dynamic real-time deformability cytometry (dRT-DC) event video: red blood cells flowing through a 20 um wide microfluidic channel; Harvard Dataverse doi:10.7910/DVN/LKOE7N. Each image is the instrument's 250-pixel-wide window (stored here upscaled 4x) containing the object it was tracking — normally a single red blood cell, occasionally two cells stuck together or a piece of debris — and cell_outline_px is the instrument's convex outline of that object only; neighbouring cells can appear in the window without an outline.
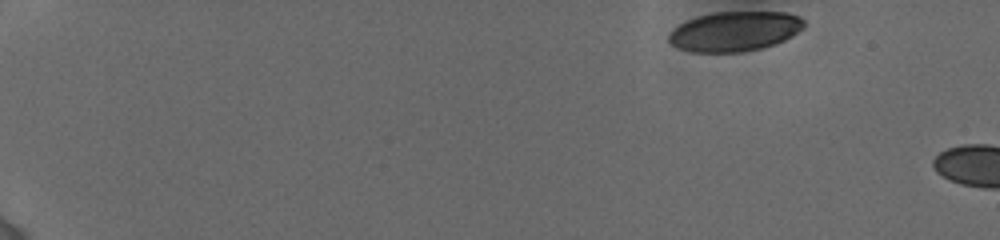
{"species": "human", "species_latin": "Homo sapiens", "temperature_condition": "cold", "stored_images_in_passage": 7, "camera_frame_rate_fps": 3000, "um_per_image_px": 0.085, "donor": {"sex": "female"}, "frame": {"image": 1, "passage_image": 1, "time_ms": 0.0, "image_size_px": [1000, 240], "cell_outline_px": [[804, 28], [792, 36], [776, 44], [764, 48], [744, 52], [692, 52], [680, 48], [672, 44], [668, 40], [668, 36], [680, 24], [696, 16], [716, 12], [784, 12], [800, 16], [804, 20]], "centroid_in_image_um": [62.5, 2.67], "position_along_channel_um": 22.5, "area_um2": 31.39}}